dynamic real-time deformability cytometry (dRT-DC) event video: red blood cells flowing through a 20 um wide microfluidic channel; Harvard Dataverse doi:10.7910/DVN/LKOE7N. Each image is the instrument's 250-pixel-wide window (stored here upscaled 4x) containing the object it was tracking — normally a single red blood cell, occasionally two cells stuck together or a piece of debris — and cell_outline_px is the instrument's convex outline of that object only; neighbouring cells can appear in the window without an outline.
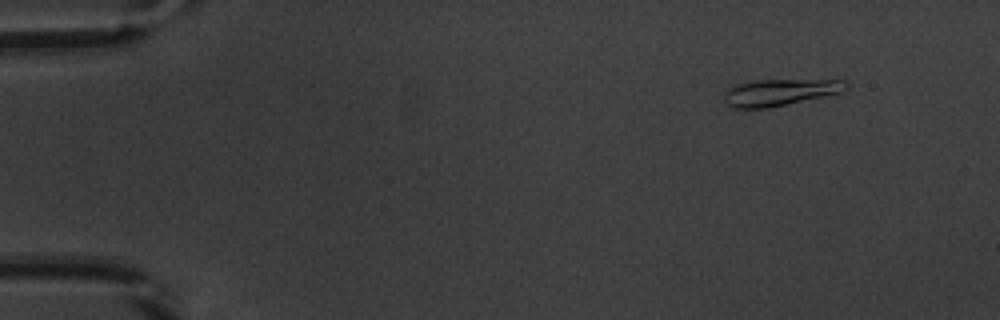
{"species": "common noctule bat (a hibernating species)", "species_latin": "Nyctalus noctula", "temperature_condition": "warm", "stored_images_in_passage": 53, "camera_frame_rate_fps": 3000, "um_per_image_px": 0.085, "animal": {"sex": "male", "body_mass_g": 20.1, "forearm_length_mm": 53.5}, "frame": {"image": 1, "passage_image": 6, "time_ms": 1.667, "image_size_px": [1000, 320], "cell_outline_px": [[852, 84], [844, 92], [764, 108], [732, 108], [724, 100], [724, 92], [728, 88], [736, 84], [760, 80], [844, 80]], "centroid_in_image_um": [66.32, 7.83], "position_along_channel_um": 18.7, "area_um2": 18.79}}
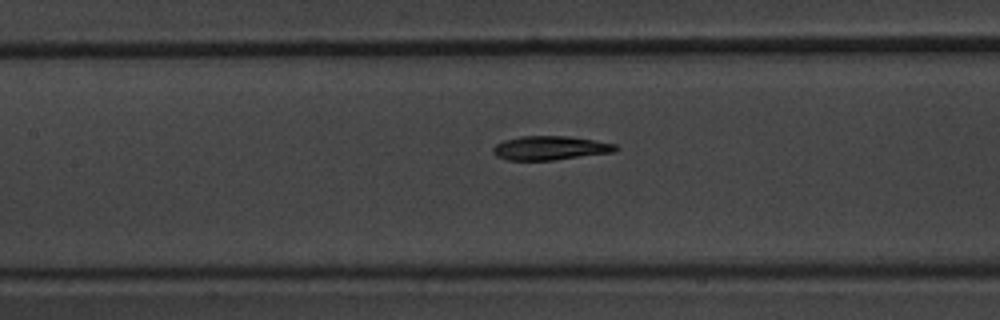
{"frame": {"image": 2, "passage_image": 25, "time_ms": 8.0, "image_size_px": [1000, 320], "cell_outline_px": [[620, 148], [616, 152], [556, 160], [508, 160], [496, 156], [492, 152], [492, 148], [496, 144], [504, 140], [520, 136], [568, 136], [616, 144]], "centroid_in_image_um": [46.78, 12.58], "position_along_channel_um": 160.6, "area_um2": 17.28}}
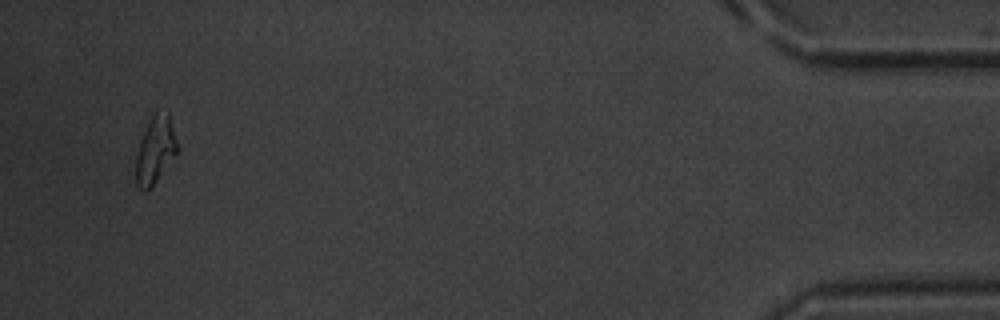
{"frame": {"image": 3, "passage_image": 51, "time_ms": 16.667, "image_size_px": [1000, 320], "cell_outline_px": [[180, 152], [156, 180], [144, 192], [136, 184], [136, 152], [140, 140], [156, 108], [168, 108], [180, 148]], "centroid_in_image_um": [13.26, 12.64], "position_along_channel_um": 421.9, "area_um2": 16.76}, "authors_computed_cell_mechanics": {"area_um2": 17.34, "velocity_mm_per_s": 3.8736, "shape_relaxation_time_tau1_ms": 2.9189, "shape_relaxation_time_tau2_ms": 3.2427, "deformation_change_tau1": 0.1597, "deformation_change_tau2": 0.1021}}